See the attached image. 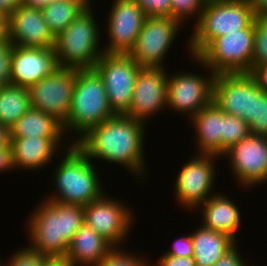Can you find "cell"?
<instances>
[{
    "mask_svg": "<svg viewBox=\"0 0 267 266\" xmlns=\"http://www.w3.org/2000/svg\"><path fill=\"white\" fill-rule=\"evenodd\" d=\"M145 124L129 116L116 114L88 130L74 144L91 161L101 159L120 164L137 177L144 176Z\"/></svg>",
    "mask_w": 267,
    "mask_h": 266,
    "instance_id": "1",
    "label": "cell"
},
{
    "mask_svg": "<svg viewBox=\"0 0 267 266\" xmlns=\"http://www.w3.org/2000/svg\"><path fill=\"white\" fill-rule=\"evenodd\" d=\"M38 206L28 217L29 246L47 257L66 256L70 241L84 224L83 206L45 199Z\"/></svg>",
    "mask_w": 267,
    "mask_h": 266,
    "instance_id": "2",
    "label": "cell"
},
{
    "mask_svg": "<svg viewBox=\"0 0 267 266\" xmlns=\"http://www.w3.org/2000/svg\"><path fill=\"white\" fill-rule=\"evenodd\" d=\"M65 151L64 158L54 171L53 182L56 184L53 185L58 192L46 200L86 206L104 194L100 186L102 182L94 163L74 143L68 145Z\"/></svg>",
    "mask_w": 267,
    "mask_h": 266,
    "instance_id": "3",
    "label": "cell"
},
{
    "mask_svg": "<svg viewBox=\"0 0 267 266\" xmlns=\"http://www.w3.org/2000/svg\"><path fill=\"white\" fill-rule=\"evenodd\" d=\"M255 17L250 0H206L188 42L189 54L198 56L217 37L254 28Z\"/></svg>",
    "mask_w": 267,
    "mask_h": 266,
    "instance_id": "4",
    "label": "cell"
},
{
    "mask_svg": "<svg viewBox=\"0 0 267 266\" xmlns=\"http://www.w3.org/2000/svg\"><path fill=\"white\" fill-rule=\"evenodd\" d=\"M116 115L110 108L105 85L94 69L76 71L75 88L68 118L63 124L64 134L70 129L81 135Z\"/></svg>",
    "mask_w": 267,
    "mask_h": 266,
    "instance_id": "5",
    "label": "cell"
},
{
    "mask_svg": "<svg viewBox=\"0 0 267 266\" xmlns=\"http://www.w3.org/2000/svg\"><path fill=\"white\" fill-rule=\"evenodd\" d=\"M89 4L81 13L55 37V53L59 67L77 70L93 69L104 54L99 49L100 29Z\"/></svg>",
    "mask_w": 267,
    "mask_h": 266,
    "instance_id": "6",
    "label": "cell"
},
{
    "mask_svg": "<svg viewBox=\"0 0 267 266\" xmlns=\"http://www.w3.org/2000/svg\"><path fill=\"white\" fill-rule=\"evenodd\" d=\"M254 28L215 38L193 59L215 74L246 73L252 65Z\"/></svg>",
    "mask_w": 267,
    "mask_h": 266,
    "instance_id": "7",
    "label": "cell"
},
{
    "mask_svg": "<svg viewBox=\"0 0 267 266\" xmlns=\"http://www.w3.org/2000/svg\"><path fill=\"white\" fill-rule=\"evenodd\" d=\"M93 69L101 77L111 110L125 115L132 103V96L141 67L129 54L104 53Z\"/></svg>",
    "mask_w": 267,
    "mask_h": 266,
    "instance_id": "8",
    "label": "cell"
},
{
    "mask_svg": "<svg viewBox=\"0 0 267 266\" xmlns=\"http://www.w3.org/2000/svg\"><path fill=\"white\" fill-rule=\"evenodd\" d=\"M77 69L59 67L28 88L31 108L54 116L64 124L68 118Z\"/></svg>",
    "mask_w": 267,
    "mask_h": 266,
    "instance_id": "9",
    "label": "cell"
},
{
    "mask_svg": "<svg viewBox=\"0 0 267 266\" xmlns=\"http://www.w3.org/2000/svg\"><path fill=\"white\" fill-rule=\"evenodd\" d=\"M181 23L171 17H147L128 53L140 67L163 68V59Z\"/></svg>",
    "mask_w": 267,
    "mask_h": 266,
    "instance_id": "10",
    "label": "cell"
},
{
    "mask_svg": "<svg viewBox=\"0 0 267 266\" xmlns=\"http://www.w3.org/2000/svg\"><path fill=\"white\" fill-rule=\"evenodd\" d=\"M198 154L182 165L174 187L178 204L193 210L200 208V204L213 195L211 191L216 175L214 160L219 157L215 154Z\"/></svg>",
    "mask_w": 267,
    "mask_h": 266,
    "instance_id": "11",
    "label": "cell"
},
{
    "mask_svg": "<svg viewBox=\"0 0 267 266\" xmlns=\"http://www.w3.org/2000/svg\"><path fill=\"white\" fill-rule=\"evenodd\" d=\"M260 89L246 73L215 74L213 102L225 113L248 125L255 119L256 93Z\"/></svg>",
    "mask_w": 267,
    "mask_h": 266,
    "instance_id": "12",
    "label": "cell"
},
{
    "mask_svg": "<svg viewBox=\"0 0 267 266\" xmlns=\"http://www.w3.org/2000/svg\"><path fill=\"white\" fill-rule=\"evenodd\" d=\"M209 77L201 74L180 72L169 76L167 82L168 108L186 113L189 120L202 108L213 101V82L215 73L209 71ZM188 113V114H187Z\"/></svg>",
    "mask_w": 267,
    "mask_h": 266,
    "instance_id": "13",
    "label": "cell"
},
{
    "mask_svg": "<svg viewBox=\"0 0 267 266\" xmlns=\"http://www.w3.org/2000/svg\"><path fill=\"white\" fill-rule=\"evenodd\" d=\"M105 195L104 193L100 198L83 206L84 223L113 247H119L118 244L127 237L134 217H132V211L123 202L120 203L119 200Z\"/></svg>",
    "mask_w": 267,
    "mask_h": 266,
    "instance_id": "14",
    "label": "cell"
},
{
    "mask_svg": "<svg viewBox=\"0 0 267 266\" xmlns=\"http://www.w3.org/2000/svg\"><path fill=\"white\" fill-rule=\"evenodd\" d=\"M222 156L229 158L239 185L250 188L267 181V137L249 134Z\"/></svg>",
    "mask_w": 267,
    "mask_h": 266,
    "instance_id": "15",
    "label": "cell"
},
{
    "mask_svg": "<svg viewBox=\"0 0 267 266\" xmlns=\"http://www.w3.org/2000/svg\"><path fill=\"white\" fill-rule=\"evenodd\" d=\"M113 1L106 30L109 43L103 50L104 53L128 54L147 16L135 0Z\"/></svg>",
    "mask_w": 267,
    "mask_h": 266,
    "instance_id": "16",
    "label": "cell"
},
{
    "mask_svg": "<svg viewBox=\"0 0 267 266\" xmlns=\"http://www.w3.org/2000/svg\"><path fill=\"white\" fill-rule=\"evenodd\" d=\"M168 75L163 68L141 67L135 81L132 103L125 114L143 123L167 107Z\"/></svg>",
    "mask_w": 267,
    "mask_h": 266,
    "instance_id": "17",
    "label": "cell"
},
{
    "mask_svg": "<svg viewBox=\"0 0 267 266\" xmlns=\"http://www.w3.org/2000/svg\"><path fill=\"white\" fill-rule=\"evenodd\" d=\"M59 68L54 48L13 45L10 84L29 88Z\"/></svg>",
    "mask_w": 267,
    "mask_h": 266,
    "instance_id": "18",
    "label": "cell"
},
{
    "mask_svg": "<svg viewBox=\"0 0 267 266\" xmlns=\"http://www.w3.org/2000/svg\"><path fill=\"white\" fill-rule=\"evenodd\" d=\"M9 40L21 47L54 48L55 37L50 32L41 10L19 5L8 16Z\"/></svg>",
    "mask_w": 267,
    "mask_h": 266,
    "instance_id": "19",
    "label": "cell"
},
{
    "mask_svg": "<svg viewBox=\"0 0 267 266\" xmlns=\"http://www.w3.org/2000/svg\"><path fill=\"white\" fill-rule=\"evenodd\" d=\"M61 138L63 137H11L14 168L36 170L45 167L55 152L59 151V141L63 142Z\"/></svg>",
    "mask_w": 267,
    "mask_h": 266,
    "instance_id": "20",
    "label": "cell"
},
{
    "mask_svg": "<svg viewBox=\"0 0 267 266\" xmlns=\"http://www.w3.org/2000/svg\"><path fill=\"white\" fill-rule=\"evenodd\" d=\"M113 246L85 223L74 234L66 253L73 266H96Z\"/></svg>",
    "mask_w": 267,
    "mask_h": 266,
    "instance_id": "21",
    "label": "cell"
},
{
    "mask_svg": "<svg viewBox=\"0 0 267 266\" xmlns=\"http://www.w3.org/2000/svg\"><path fill=\"white\" fill-rule=\"evenodd\" d=\"M201 206L203 227L224 233L235 241L241 223L239 208L225 195L214 194Z\"/></svg>",
    "mask_w": 267,
    "mask_h": 266,
    "instance_id": "22",
    "label": "cell"
},
{
    "mask_svg": "<svg viewBox=\"0 0 267 266\" xmlns=\"http://www.w3.org/2000/svg\"><path fill=\"white\" fill-rule=\"evenodd\" d=\"M190 120L195 127L198 152L221 157L223 111L212 101Z\"/></svg>",
    "mask_w": 267,
    "mask_h": 266,
    "instance_id": "23",
    "label": "cell"
},
{
    "mask_svg": "<svg viewBox=\"0 0 267 266\" xmlns=\"http://www.w3.org/2000/svg\"><path fill=\"white\" fill-rule=\"evenodd\" d=\"M191 237L196 266H213L223 255L237 245L232 237L203 226L191 233Z\"/></svg>",
    "mask_w": 267,
    "mask_h": 266,
    "instance_id": "24",
    "label": "cell"
},
{
    "mask_svg": "<svg viewBox=\"0 0 267 266\" xmlns=\"http://www.w3.org/2000/svg\"><path fill=\"white\" fill-rule=\"evenodd\" d=\"M63 124L54 116L30 108L11 127V137H63Z\"/></svg>",
    "mask_w": 267,
    "mask_h": 266,
    "instance_id": "25",
    "label": "cell"
},
{
    "mask_svg": "<svg viewBox=\"0 0 267 266\" xmlns=\"http://www.w3.org/2000/svg\"><path fill=\"white\" fill-rule=\"evenodd\" d=\"M31 108L28 88L3 85L0 89V123L11 128Z\"/></svg>",
    "mask_w": 267,
    "mask_h": 266,
    "instance_id": "26",
    "label": "cell"
},
{
    "mask_svg": "<svg viewBox=\"0 0 267 266\" xmlns=\"http://www.w3.org/2000/svg\"><path fill=\"white\" fill-rule=\"evenodd\" d=\"M91 0H59L41 12L50 32L58 36L89 4Z\"/></svg>",
    "mask_w": 267,
    "mask_h": 266,
    "instance_id": "27",
    "label": "cell"
},
{
    "mask_svg": "<svg viewBox=\"0 0 267 266\" xmlns=\"http://www.w3.org/2000/svg\"><path fill=\"white\" fill-rule=\"evenodd\" d=\"M249 134V125L245 120L223 112L222 155Z\"/></svg>",
    "mask_w": 267,
    "mask_h": 266,
    "instance_id": "28",
    "label": "cell"
},
{
    "mask_svg": "<svg viewBox=\"0 0 267 266\" xmlns=\"http://www.w3.org/2000/svg\"><path fill=\"white\" fill-rule=\"evenodd\" d=\"M254 26V51L252 64L267 63V19L255 17Z\"/></svg>",
    "mask_w": 267,
    "mask_h": 266,
    "instance_id": "29",
    "label": "cell"
},
{
    "mask_svg": "<svg viewBox=\"0 0 267 266\" xmlns=\"http://www.w3.org/2000/svg\"><path fill=\"white\" fill-rule=\"evenodd\" d=\"M205 2L206 0H171V18L182 23L184 19L195 15L197 23L200 20Z\"/></svg>",
    "mask_w": 267,
    "mask_h": 266,
    "instance_id": "30",
    "label": "cell"
},
{
    "mask_svg": "<svg viewBox=\"0 0 267 266\" xmlns=\"http://www.w3.org/2000/svg\"><path fill=\"white\" fill-rule=\"evenodd\" d=\"M130 253L122 251L120 247H113L96 266H150L145 258H139L134 253Z\"/></svg>",
    "mask_w": 267,
    "mask_h": 266,
    "instance_id": "31",
    "label": "cell"
},
{
    "mask_svg": "<svg viewBox=\"0 0 267 266\" xmlns=\"http://www.w3.org/2000/svg\"><path fill=\"white\" fill-rule=\"evenodd\" d=\"M250 134L267 137V93H256L255 119L249 124Z\"/></svg>",
    "mask_w": 267,
    "mask_h": 266,
    "instance_id": "32",
    "label": "cell"
},
{
    "mask_svg": "<svg viewBox=\"0 0 267 266\" xmlns=\"http://www.w3.org/2000/svg\"><path fill=\"white\" fill-rule=\"evenodd\" d=\"M17 251L4 266H43L46 256L31 246L28 245Z\"/></svg>",
    "mask_w": 267,
    "mask_h": 266,
    "instance_id": "33",
    "label": "cell"
},
{
    "mask_svg": "<svg viewBox=\"0 0 267 266\" xmlns=\"http://www.w3.org/2000/svg\"><path fill=\"white\" fill-rule=\"evenodd\" d=\"M147 17H171V0H135Z\"/></svg>",
    "mask_w": 267,
    "mask_h": 266,
    "instance_id": "34",
    "label": "cell"
},
{
    "mask_svg": "<svg viewBox=\"0 0 267 266\" xmlns=\"http://www.w3.org/2000/svg\"><path fill=\"white\" fill-rule=\"evenodd\" d=\"M13 43L9 39L0 41V83L10 84Z\"/></svg>",
    "mask_w": 267,
    "mask_h": 266,
    "instance_id": "35",
    "label": "cell"
},
{
    "mask_svg": "<svg viewBox=\"0 0 267 266\" xmlns=\"http://www.w3.org/2000/svg\"><path fill=\"white\" fill-rule=\"evenodd\" d=\"M166 255H173L176 257H194L193 240L191 234L185 237L178 238L173 243V246L166 251Z\"/></svg>",
    "mask_w": 267,
    "mask_h": 266,
    "instance_id": "36",
    "label": "cell"
},
{
    "mask_svg": "<svg viewBox=\"0 0 267 266\" xmlns=\"http://www.w3.org/2000/svg\"><path fill=\"white\" fill-rule=\"evenodd\" d=\"M246 74L262 92L267 93V63L252 64Z\"/></svg>",
    "mask_w": 267,
    "mask_h": 266,
    "instance_id": "37",
    "label": "cell"
},
{
    "mask_svg": "<svg viewBox=\"0 0 267 266\" xmlns=\"http://www.w3.org/2000/svg\"><path fill=\"white\" fill-rule=\"evenodd\" d=\"M156 263L151 266H196L194 257H176L166 254H163Z\"/></svg>",
    "mask_w": 267,
    "mask_h": 266,
    "instance_id": "38",
    "label": "cell"
},
{
    "mask_svg": "<svg viewBox=\"0 0 267 266\" xmlns=\"http://www.w3.org/2000/svg\"><path fill=\"white\" fill-rule=\"evenodd\" d=\"M236 245L223 255L213 266H245L244 259Z\"/></svg>",
    "mask_w": 267,
    "mask_h": 266,
    "instance_id": "39",
    "label": "cell"
},
{
    "mask_svg": "<svg viewBox=\"0 0 267 266\" xmlns=\"http://www.w3.org/2000/svg\"><path fill=\"white\" fill-rule=\"evenodd\" d=\"M14 169L11 146L0 147V172Z\"/></svg>",
    "mask_w": 267,
    "mask_h": 266,
    "instance_id": "40",
    "label": "cell"
},
{
    "mask_svg": "<svg viewBox=\"0 0 267 266\" xmlns=\"http://www.w3.org/2000/svg\"><path fill=\"white\" fill-rule=\"evenodd\" d=\"M43 266H73L66 256L45 257Z\"/></svg>",
    "mask_w": 267,
    "mask_h": 266,
    "instance_id": "41",
    "label": "cell"
},
{
    "mask_svg": "<svg viewBox=\"0 0 267 266\" xmlns=\"http://www.w3.org/2000/svg\"><path fill=\"white\" fill-rule=\"evenodd\" d=\"M255 16L267 19V0H250Z\"/></svg>",
    "mask_w": 267,
    "mask_h": 266,
    "instance_id": "42",
    "label": "cell"
},
{
    "mask_svg": "<svg viewBox=\"0 0 267 266\" xmlns=\"http://www.w3.org/2000/svg\"><path fill=\"white\" fill-rule=\"evenodd\" d=\"M19 5L21 0H0V11L9 16Z\"/></svg>",
    "mask_w": 267,
    "mask_h": 266,
    "instance_id": "43",
    "label": "cell"
},
{
    "mask_svg": "<svg viewBox=\"0 0 267 266\" xmlns=\"http://www.w3.org/2000/svg\"><path fill=\"white\" fill-rule=\"evenodd\" d=\"M57 1L59 0H21V4L26 7L42 10L44 7Z\"/></svg>",
    "mask_w": 267,
    "mask_h": 266,
    "instance_id": "44",
    "label": "cell"
},
{
    "mask_svg": "<svg viewBox=\"0 0 267 266\" xmlns=\"http://www.w3.org/2000/svg\"><path fill=\"white\" fill-rule=\"evenodd\" d=\"M11 128L0 123V147L11 146Z\"/></svg>",
    "mask_w": 267,
    "mask_h": 266,
    "instance_id": "45",
    "label": "cell"
},
{
    "mask_svg": "<svg viewBox=\"0 0 267 266\" xmlns=\"http://www.w3.org/2000/svg\"><path fill=\"white\" fill-rule=\"evenodd\" d=\"M9 39L8 15L0 11V41Z\"/></svg>",
    "mask_w": 267,
    "mask_h": 266,
    "instance_id": "46",
    "label": "cell"
}]
</instances>
